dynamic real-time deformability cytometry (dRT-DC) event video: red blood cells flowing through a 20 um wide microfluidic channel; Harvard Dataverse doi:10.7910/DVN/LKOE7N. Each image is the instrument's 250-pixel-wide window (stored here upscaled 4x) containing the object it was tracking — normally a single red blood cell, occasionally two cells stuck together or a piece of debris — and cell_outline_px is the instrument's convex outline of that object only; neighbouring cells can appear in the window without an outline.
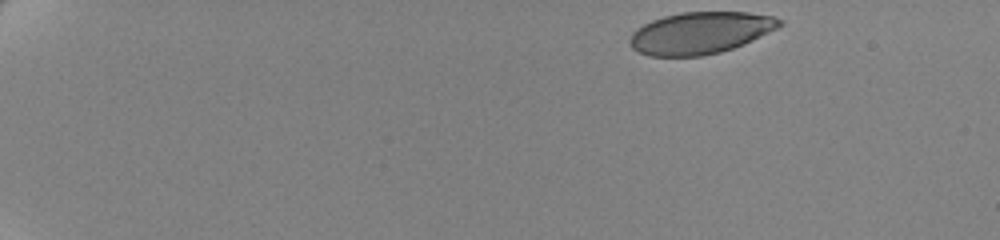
{"species": "human", "species_latin": "Homo sapiens", "temperature_condition": "cold", "stored_images_in_passage": 51, "camera_frame_rate_fps": 3000, "um_per_image_px": 0.085, "donor": {"sex": "female"}, "frame": {"image": 1, "passage_image": 1, "time_ms": 0.0, "image_size_px": [1000, 240], "cell_outline_px": [[784, 24], [744, 44], [720, 52], [700, 56], [648, 56], [632, 48], [628, 40], [632, 32], [636, 28], [652, 20], [664, 16], [680, 12], [748, 12], [772, 16], [784, 20]], "centroid_in_image_um": [59.5, 2.79], "position_along_channel_um": 25.5, "area_um2": 36.53}}
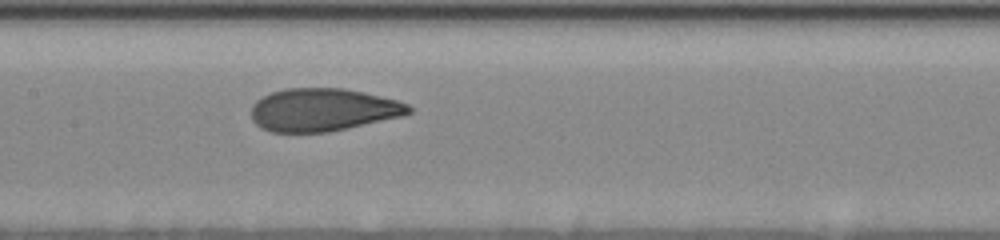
{"frame": {"image": 2, "passage_image": 26, "time_ms": 8.333, "image_size_px": [1000, 240], "cell_outline_px": [[412, 112], [400, 116], [348, 128], [328, 132], [272, 132], [260, 128], [252, 120], [252, 104], [256, 100], [272, 92], [284, 88], [344, 88], [364, 92], [400, 100], [408, 104], [412, 108]], "centroid_in_image_um": [27.44, 9.32], "position_along_channel_um": 180.0, "area_um2": 39.42}}
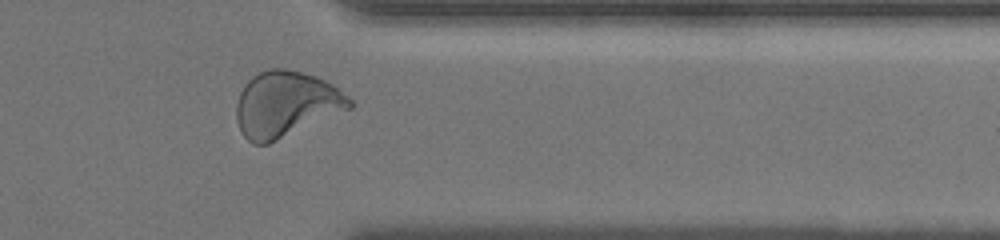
{"frame": {"image": 3, "passage_image": 44, "time_ms": 14.333, "image_size_px": [1000, 240], "cell_outline_px": [[352, 108], [268, 144], [252, 144], [240, 132], [236, 120], [236, 104], [240, 92], [244, 84], [252, 76], [268, 68], [284, 68], [304, 72], [316, 76], [332, 84], [348, 96], [352, 100]], "centroid_in_image_um": [24.28, 8.85], "position_along_channel_um": 387.1, "area_um2": 43.52}, "authors_computed_cell_mechanics": {"area_um2": 39.9976, "velocity_mm_per_s": 3.4729, "shape_relaxation_time_tau1_ms": 4.1946, "shape_relaxation_time_tau2_ms": 0.7835, "deformation_change_tau1": 0.1745, "deformation_change_tau2": 0.0597}}